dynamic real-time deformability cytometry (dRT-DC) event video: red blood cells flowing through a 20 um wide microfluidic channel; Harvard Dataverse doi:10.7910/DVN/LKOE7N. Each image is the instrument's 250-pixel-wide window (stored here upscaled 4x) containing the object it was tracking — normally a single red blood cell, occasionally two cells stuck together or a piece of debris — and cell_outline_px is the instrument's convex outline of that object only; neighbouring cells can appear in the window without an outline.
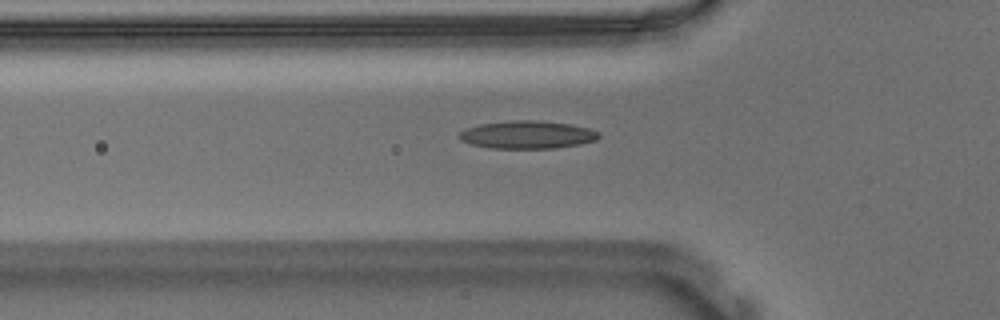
{"species": "Egyptian fruit bat (a non-hibernating species)", "species_latin": "Rousettus aegyptiacus", "temperature_condition": "warm", "stored_images_in_passage": 38, "camera_frame_rate_fps": 3000, "um_per_image_px": 0.085, "animal": {"sex": "male"}, "frame": {"image": 1, "passage_image": 2, "time_ms": 0.333, "image_size_px": [1000, 320], "cell_outline_px": [[600, 136], [596, 140], [580, 144], [556, 148], [488, 148], [472, 144], [460, 140], [456, 136], [460, 132], [468, 128], [480, 124], [508, 120], [532, 120], [568, 124], [588, 128], [600, 132]], "centroid_in_image_um": [44.8, 11.45], "position_along_channel_um": 81.0, "area_um2": 22.6}}
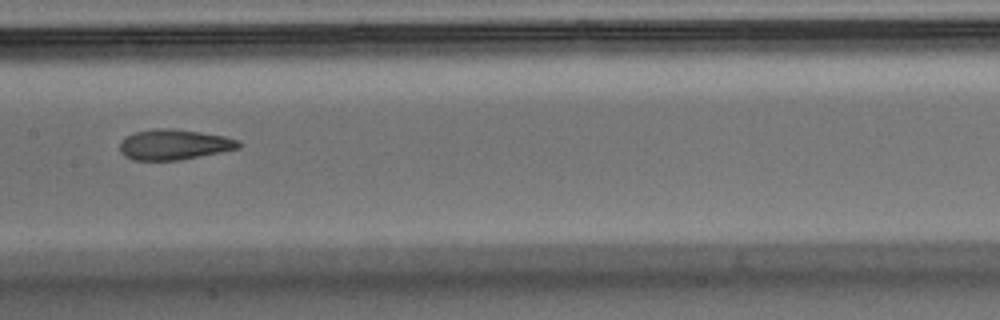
{"frame": {"image": 2, "passage_image": 11, "time_ms": 3.333, "image_size_px": [1000, 320], "cell_outline_px": [[240, 148], [180, 160], [132, 160], [124, 156], [120, 152], [120, 140], [124, 136], [136, 132], [152, 128], [172, 128], [200, 132], [224, 136], [240, 140]], "centroid_in_image_um": [14.76, 12.28], "position_along_channel_um": 192.6, "area_um2": 21.21}}
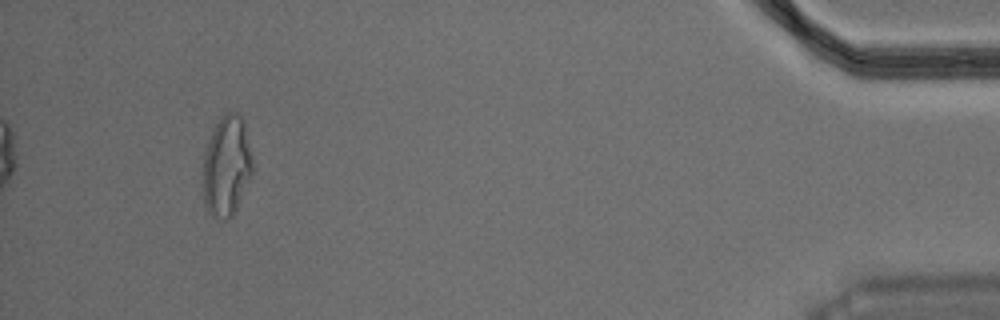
{"frame": {"image": 3, "passage_image": 35, "time_ms": 11.333, "image_size_px": [1000, 320], "cell_outline_px": [[252, 172], [236, 208], [232, 216], [228, 220], [220, 220], [212, 216], [208, 212], [204, 204], [200, 184], [204, 148], [216, 124], [224, 112], [236, 112], [244, 120], [252, 156]], "centroid_in_image_um": [19.2, 14.13], "position_along_channel_um": 416.0, "area_um2": 29.71}, "authors_computed_cell_mechanics": {"area_um2": 21.5305, "velocity_mm_per_s": 3.6798, "shape_relaxation_time_tau1_ms": null, "shape_relaxation_time_tau2_ms": 1.6707, "deformation_change_tau1": null, "deformation_change_tau2": 0.0921}}